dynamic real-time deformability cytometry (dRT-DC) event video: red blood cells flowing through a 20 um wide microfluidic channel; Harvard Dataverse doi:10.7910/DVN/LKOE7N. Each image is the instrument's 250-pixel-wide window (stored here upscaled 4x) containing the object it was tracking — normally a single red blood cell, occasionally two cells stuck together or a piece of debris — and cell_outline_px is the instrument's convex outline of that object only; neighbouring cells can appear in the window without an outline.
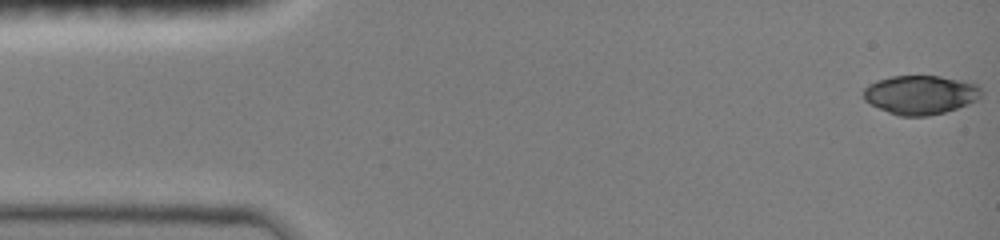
{"species": "common noctule bat (a hibernating species)", "species_latin": "Nyctalus noctula", "temperature_condition": "room temperature", "stored_images_in_passage": 47, "camera_frame_rate_fps": 3000, "um_per_image_px": 0.085, "animal": {"sex": "female", "body_mass_g": 19.0, "forearm_length_mm": 51.5}, "frame": {"image": 1, "passage_image": 1, "time_ms": 0.0, "image_size_px": [1000, 240], "cell_outline_px": [[980, 96], [976, 100], [968, 104], [944, 112], [928, 116], [900, 116], [888, 112], [864, 100], [864, 88], [868, 84], [876, 80], [892, 76], [940, 76], [964, 80], [976, 84], [980, 88]], "centroid_in_image_um": [78.23, 8.04], "position_along_channel_um": 6.8, "area_um2": 26.65}}
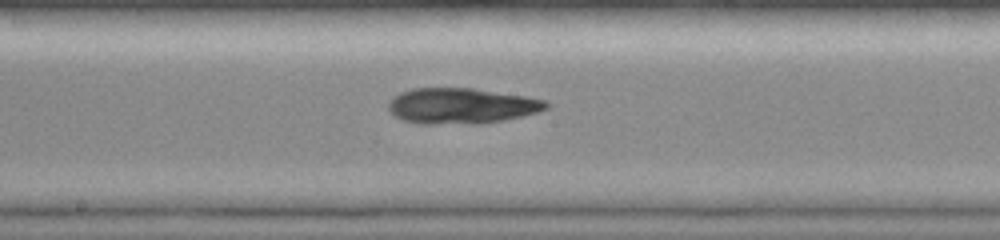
{"frame": {"image": 2, "passage_image": 25, "time_ms": 8.0, "image_size_px": [1000, 240], "cell_outline_px": [[548, 108], [536, 112], [504, 120], [476, 124], [420, 124], [404, 120], [396, 116], [388, 108], [388, 100], [392, 96], [400, 92], [412, 88], [472, 88], [528, 96], [544, 100], [548, 104]], "centroid_in_image_um": [39.18, 8.99], "position_along_channel_um": 209.0, "area_um2": 32.89}}
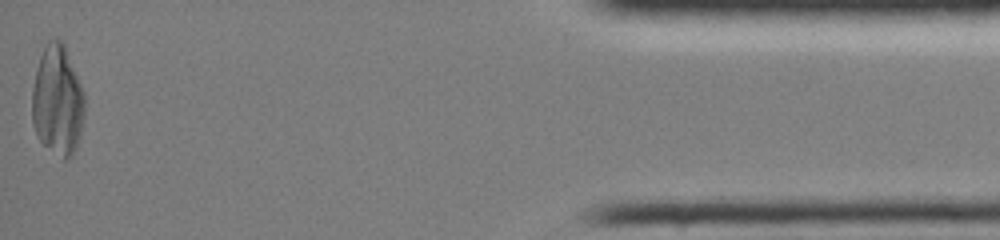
{"frame": {"image": 3, "passage_image": 47, "time_ms": 15.333, "image_size_px": [1000, 240], "cell_outline_px": [[84, 116], [76, 148], [72, 156], [68, 160], [64, 160], [44, 144], [36, 136], [32, 124], [32, 88], [36, 68], [40, 56], [48, 40], [60, 40], [64, 44], [84, 92]], "centroid_in_image_um": [4.88, 8.57], "position_along_channel_um": 430.3, "area_um2": 33.7}}